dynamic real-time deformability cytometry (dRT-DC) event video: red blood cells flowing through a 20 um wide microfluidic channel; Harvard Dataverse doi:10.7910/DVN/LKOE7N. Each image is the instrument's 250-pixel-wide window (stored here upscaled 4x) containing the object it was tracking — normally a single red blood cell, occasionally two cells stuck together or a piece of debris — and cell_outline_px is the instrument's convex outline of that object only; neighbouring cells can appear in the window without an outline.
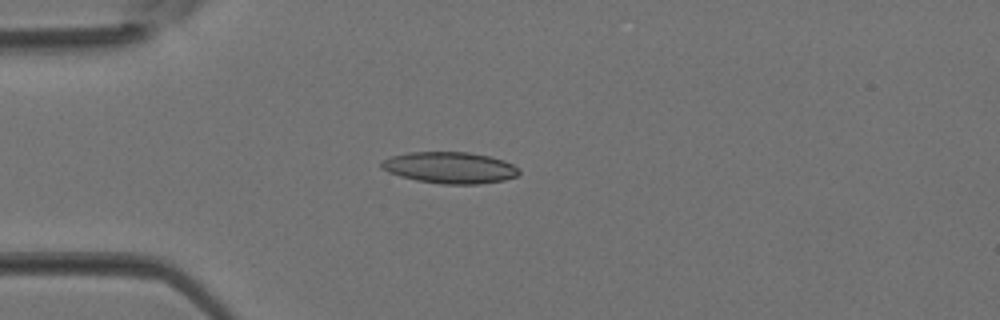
{"species": "Egyptian fruit bat (a non-hibernating species)", "species_latin": "Rousettus aegyptiacus", "temperature_condition": "room temperature", "stored_images_in_passage": 3, "camera_frame_rate_fps": 3000, "um_per_image_px": 0.085, "animal": {"sex": "female"}, "frame": {"image": 1, "passage_image": 3, "time_ms": 0.667, "image_size_px": [1000, 320], "cell_outline_px": [[520, 172], [516, 176], [504, 180], [476, 184], [440, 184], [416, 180], [400, 176], [388, 172], [380, 168], [380, 164], [384, 160], [392, 156], [408, 152], [468, 152], [492, 156], [504, 160], [520, 168]], "centroid_in_image_um": [38.25, 14.25], "position_along_channel_um": 46.7, "area_um2": 25.32}}